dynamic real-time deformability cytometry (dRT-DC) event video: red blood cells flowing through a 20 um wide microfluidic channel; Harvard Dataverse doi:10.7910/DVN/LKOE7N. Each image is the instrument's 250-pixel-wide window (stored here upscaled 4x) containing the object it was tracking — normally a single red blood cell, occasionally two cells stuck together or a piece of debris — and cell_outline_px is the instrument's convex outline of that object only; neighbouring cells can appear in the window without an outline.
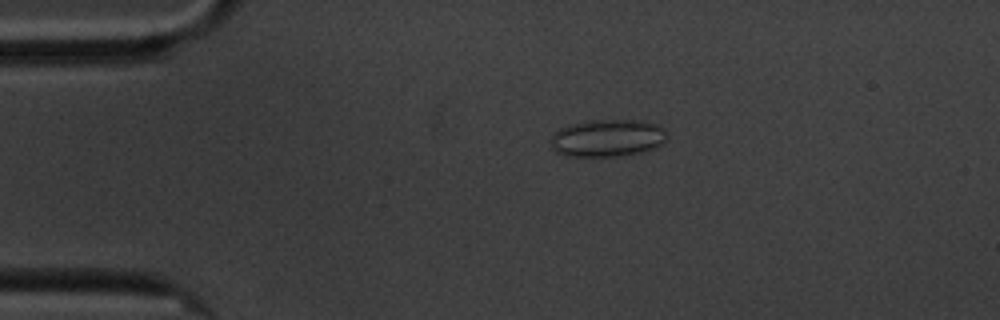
{"species": "common noctule bat (a hibernating species)", "species_latin": "Nyctalus noctula", "temperature_condition": "cold", "stored_images_in_passage": 59, "camera_frame_rate_fps": 3000, "um_per_image_px": 0.085, "animal": {"sex": "male", "body_mass_g": 20.1, "forearm_length_mm": 53.5}, "frame": {"image": 1, "passage_image": 12, "time_ms": 3.667, "image_size_px": [1000, 320], "cell_outline_px": [[668, 140], [656, 148], [644, 152], [620, 156], [564, 156], [556, 152], [552, 148], [552, 136], [560, 128], [568, 124], [588, 120], [636, 120], [656, 124], [664, 128], [668, 136]], "centroid_in_image_um": [51.67, 11.74], "position_along_channel_um": 33.3, "area_um2": 25.66}}
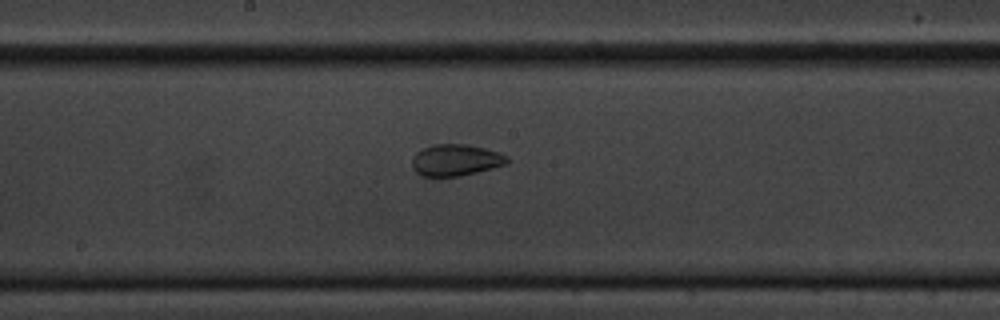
{"frame": {"image": 2, "passage_image": 31, "time_ms": 10.0, "image_size_px": [1000, 320], "cell_outline_px": [[508, 164], [460, 176], [420, 176], [412, 168], [412, 156], [416, 152], [432, 144], [468, 144], [500, 152], [508, 156]], "centroid_in_image_um": [38.73, 13.6], "position_along_channel_um": 209.5, "area_um2": 17.63}}
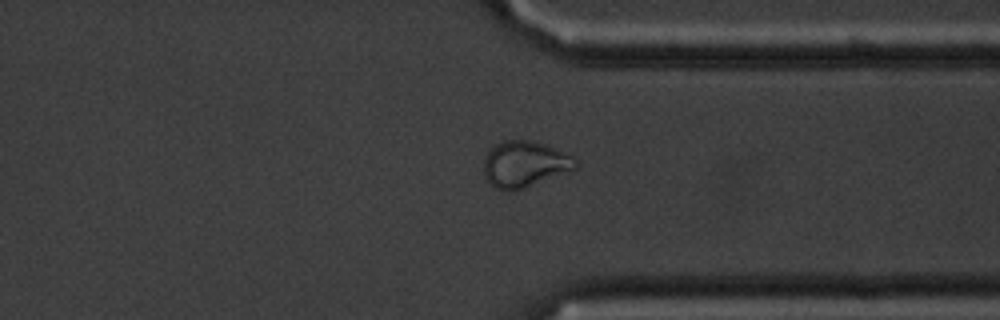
{"frame": {"image": 3, "passage_image": 45, "time_ms": 14.667, "image_size_px": [1000, 320], "cell_outline_px": [[580, 164], [576, 168], [524, 188], [512, 192], [508, 192], [496, 188], [484, 176], [484, 160], [488, 152], [496, 144], [504, 140], [528, 140], [544, 144], [556, 148], [580, 160]], "centroid_in_image_um": [44.61, 13.95], "position_along_channel_um": 366.8, "area_um2": 24.62}, "authors_computed_cell_mechanics": {"area_um2": 23.5824, "velocity_mm_per_s": 3.3904, "shape_relaxation_time_tau1_ms": null, "shape_relaxation_time_tau2_ms": 2.7184, "deformation_change_tau1": null, "deformation_change_tau2": 0.0689}}